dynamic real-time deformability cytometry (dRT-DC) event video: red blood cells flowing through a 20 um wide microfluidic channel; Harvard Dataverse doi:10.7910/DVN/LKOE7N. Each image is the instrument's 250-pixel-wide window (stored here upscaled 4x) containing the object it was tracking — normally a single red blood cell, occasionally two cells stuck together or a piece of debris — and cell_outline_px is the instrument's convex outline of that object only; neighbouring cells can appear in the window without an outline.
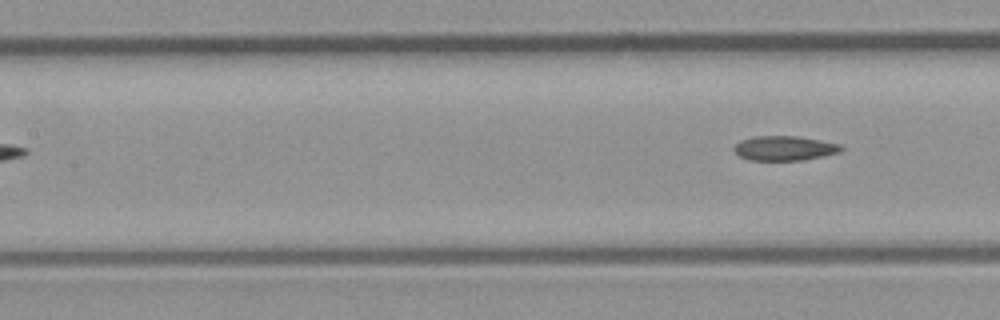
{"species": "common noctule bat (a hibernating species)", "species_latin": "Nyctalus noctula", "temperature_condition": "room temperature", "stored_images_in_passage": 6, "segment_of_instrument_passage": [2, 2], "camera_frame_rate_fps": 3000, "um_per_image_px": 0.085, "animal": {"sex": "male", "body_mass_g": 23.1, "forearm_length_mm": 52.7}, "frame": {"image": 1, "passage_image": 6, "time_ms": 6.0, "image_size_px": [1000, 320], "cell_outline_px": [[844, 148], [840, 152], [804, 160], [748, 160], [740, 156], [732, 148], [740, 140], [756, 136], [800, 136], [840, 144]], "centroid_in_image_um": [66.68, 12.59], "position_along_channel_um": 140.7, "area_um2": 15.37}}